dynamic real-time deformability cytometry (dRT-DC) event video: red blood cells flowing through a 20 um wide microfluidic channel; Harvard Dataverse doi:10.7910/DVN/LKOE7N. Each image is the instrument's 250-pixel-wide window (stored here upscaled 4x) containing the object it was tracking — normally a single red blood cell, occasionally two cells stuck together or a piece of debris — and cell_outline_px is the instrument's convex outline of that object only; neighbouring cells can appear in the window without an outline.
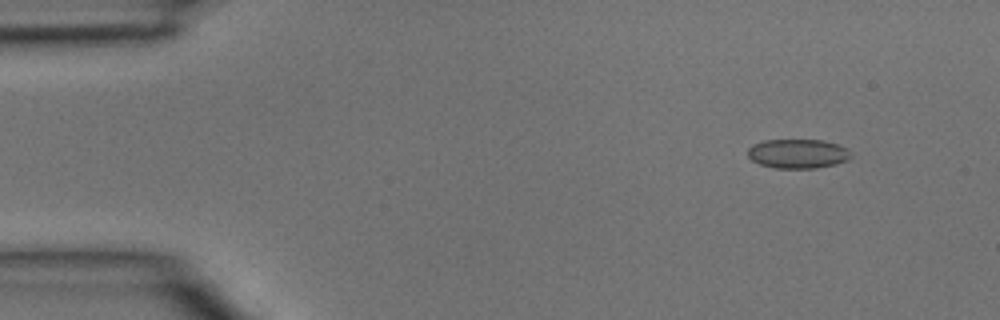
{"species": "common noctule bat (a hibernating species)", "species_latin": "Nyctalus noctula", "temperature_condition": "room temperature", "stored_images_in_passage": 4, "camera_frame_rate_fps": 3000, "um_per_image_px": 0.085, "animal": {"sex": "male", "body_mass_g": 15.6}, "frame": {"image": 1, "passage_image": 2, "time_ms": 0.333, "image_size_px": [1000, 320], "cell_outline_px": [[852, 156], [848, 160], [836, 164], [816, 168], [776, 168], [760, 164], [752, 160], [748, 156], [748, 148], [752, 144], [764, 140], [824, 140], [836, 144], [844, 148]], "centroid_in_image_um": [67.79, 13.06], "position_along_channel_um": 17.2, "area_um2": 17.51}}
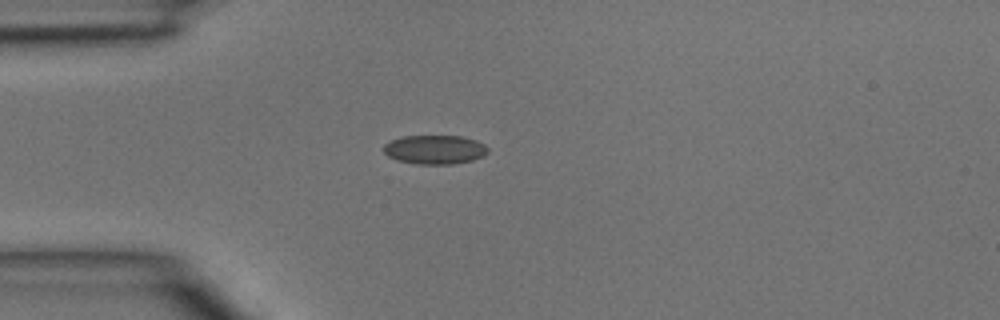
{"frame": {"image": 2, "passage_image": 4, "time_ms": 1.0, "image_size_px": [1000, 320], "cell_outline_px": [[488, 152], [484, 156], [472, 160], [452, 164], [416, 164], [396, 160], [388, 156], [384, 152], [384, 144], [400, 136], [460, 136], [476, 140], [484, 144], [488, 148]], "centroid_in_image_um": [36.95, 12.71], "position_along_channel_um": 48.0, "area_um2": 17.69}}